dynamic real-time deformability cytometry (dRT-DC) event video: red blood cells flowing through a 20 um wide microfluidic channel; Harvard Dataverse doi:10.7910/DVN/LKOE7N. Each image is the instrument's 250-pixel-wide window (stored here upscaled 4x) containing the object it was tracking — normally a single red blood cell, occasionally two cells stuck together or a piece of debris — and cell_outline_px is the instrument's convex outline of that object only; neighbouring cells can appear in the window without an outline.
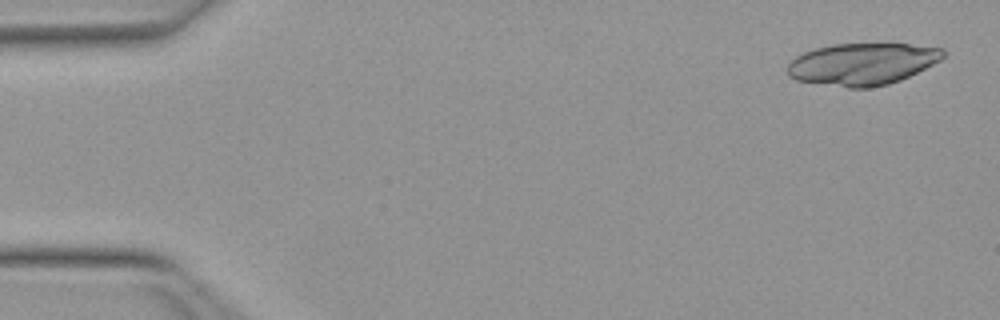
{"species": "Egyptian fruit bat (a non-hibernating species)", "species_latin": "Rousettus aegyptiacus", "temperature_condition": "warm", "stored_images_in_passage": 11, "camera_frame_rate_fps": 3000, "um_per_image_px": 0.085, "animal": {"sex": "female"}, "frame": {"image": 1, "passage_image": 2, "time_ms": 0.333, "image_size_px": [1000, 320], "cell_outline_px": [[944, 56], [940, 60], [900, 80], [888, 84], [868, 88], [848, 88], [796, 80], [788, 76], [788, 64], [796, 56], [804, 52], [816, 48], [832, 44], [908, 44], [944, 48]], "centroid_in_image_um": [73.27, 5.44], "position_along_channel_um": 11.7, "area_um2": 37.86}}